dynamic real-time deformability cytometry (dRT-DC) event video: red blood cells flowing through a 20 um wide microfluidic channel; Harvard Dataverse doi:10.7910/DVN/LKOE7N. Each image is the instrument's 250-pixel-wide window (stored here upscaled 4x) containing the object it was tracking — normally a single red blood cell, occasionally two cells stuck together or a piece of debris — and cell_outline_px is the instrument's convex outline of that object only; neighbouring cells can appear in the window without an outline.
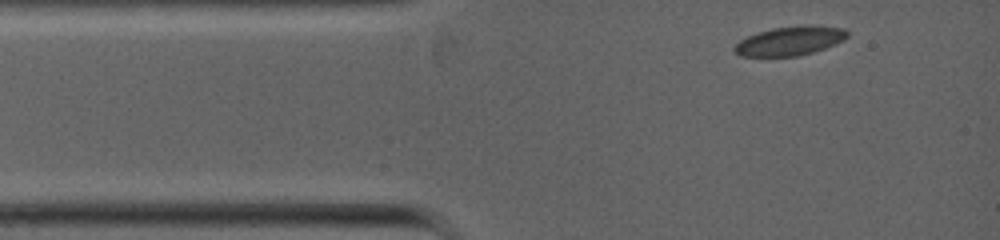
{"species": "common noctule bat (a hibernating species)", "species_latin": "Nyctalus noctula", "temperature_condition": "warm", "stored_images_in_passage": 6, "camera_frame_rate_fps": 5000, "um_per_image_px": 0.085, "animal": {"sex": "female", "body_mass_g": 19.0, "forearm_length_mm": 53.3}, "frame": {"image": 1, "passage_image": 1, "time_ms": 0.0, "image_size_px": [1000, 240], "cell_outline_px": [[848, 36], [844, 40], [836, 44], [800, 56], [740, 56], [732, 48], [740, 40], [756, 32], [772, 28], [800, 24], [816, 24], [844, 28], [848, 32]], "centroid_in_image_um": [67.18, 3.45], "position_along_channel_um": 17.8, "area_um2": 19.48}}
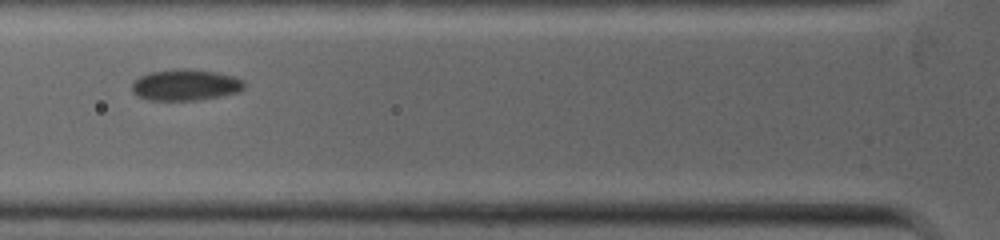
{"frame": {"image": 2, "passage_image": 4, "time_ms": 2.6, "image_size_px": [1000, 240], "cell_outline_px": [[244, 88], [240, 92], [220, 96], [196, 100], [148, 100], [132, 92], [132, 84], [140, 76], [148, 72], [176, 68], [188, 68], [216, 72], [236, 76], [244, 80]], "centroid_in_image_um": [15.79, 7.2], "position_along_channel_um": 110.0, "area_um2": 20.63}}
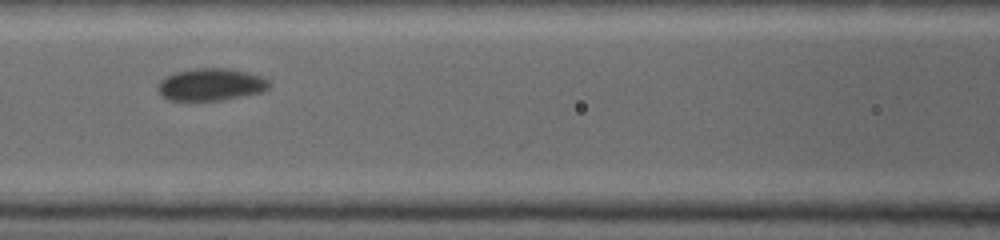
{"frame": {"image": 3, "passage_image": 5, "time_ms": 3.4, "image_size_px": [1000, 240], "cell_outline_px": [[268, 88], [260, 92], [224, 100], [168, 100], [160, 96], [160, 80], [176, 72], [196, 68], [228, 68], [248, 72], [260, 76], [268, 80]], "centroid_in_image_um": [17.93, 7.18], "position_along_channel_um": 148.7, "area_um2": 20.63}}